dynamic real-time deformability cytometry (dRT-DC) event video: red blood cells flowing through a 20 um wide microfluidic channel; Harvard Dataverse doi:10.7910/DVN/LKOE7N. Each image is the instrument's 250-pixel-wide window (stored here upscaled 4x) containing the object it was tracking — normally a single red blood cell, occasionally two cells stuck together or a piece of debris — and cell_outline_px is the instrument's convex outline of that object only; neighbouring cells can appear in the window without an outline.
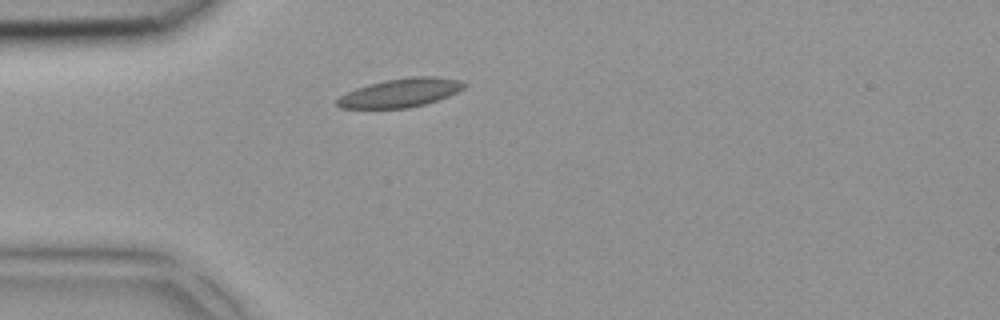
{"species": "common noctule bat (a hibernating species)", "species_latin": "Nyctalus noctula", "temperature_condition": "room temperature", "stored_images_in_passage": 1, "camera_frame_rate_fps": 3000, "um_per_image_px": 0.085, "animal": {"sex": "female", "body_mass_g": 18.4}, "frame": {"image": 1, "passage_image": 1, "time_ms": 0.0, "image_size_px": [1000, 320], "cell_outline_px": [[468, 84], [464, 88], [448, 96], [424, 104], [408, 108], [340, 108], [336, 104], [336, 100], [340, 96], [356, 88], [368, 84], [384, 80], [412, 76], [436, 76], [460, 80]], "centroid_in_image_um": [34.04, 7.87], "position_along_channel_um": 51.0, "area_um2": 21.21}}